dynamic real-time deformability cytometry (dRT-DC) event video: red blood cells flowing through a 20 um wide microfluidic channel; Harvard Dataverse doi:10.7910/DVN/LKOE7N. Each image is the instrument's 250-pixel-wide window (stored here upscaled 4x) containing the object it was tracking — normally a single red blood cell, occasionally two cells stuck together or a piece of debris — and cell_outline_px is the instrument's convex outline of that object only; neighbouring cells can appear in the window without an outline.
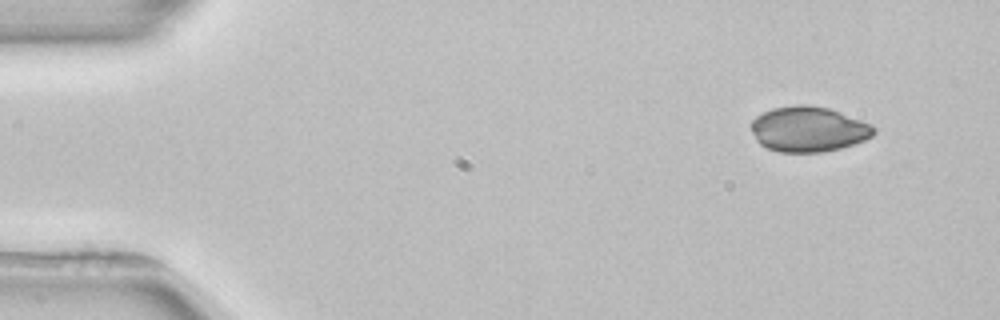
{"species": "common noctule bat (a hibernating species)", "species_latin": "Nyctalus noctula", "temperature_condition": "room temperature", "stored_images_in_passage": 5, "segment_of_instrument_passage": [2, 2], "camera_frame_rate_fps": 3000, "um_per_image_px": 0.085, "animal": {"sex": "female", "body_mass_g": 22.7, "forearm_length_mm": 54.2}, "frame": {"image": 1, "passage_image": 5, "time_ms": 7.0, "image_size_px": [1000, 320], "cell_outline_px": [[876, 132], [872, 136], [864, 140], [840, 148], [820, 152], [780, 152], [768, 148], [760, 144], [756, 140], [752, 132], [752, 120], [756, 116], [772, 108], [796, 104], [808, 104], [828, 108], [840, 112], [872, 124], [876, 128]], "centroid_in_image_um": [68.72, 10.97], "position_along_channel_um": 16.3, "area_um2": 32.37}}